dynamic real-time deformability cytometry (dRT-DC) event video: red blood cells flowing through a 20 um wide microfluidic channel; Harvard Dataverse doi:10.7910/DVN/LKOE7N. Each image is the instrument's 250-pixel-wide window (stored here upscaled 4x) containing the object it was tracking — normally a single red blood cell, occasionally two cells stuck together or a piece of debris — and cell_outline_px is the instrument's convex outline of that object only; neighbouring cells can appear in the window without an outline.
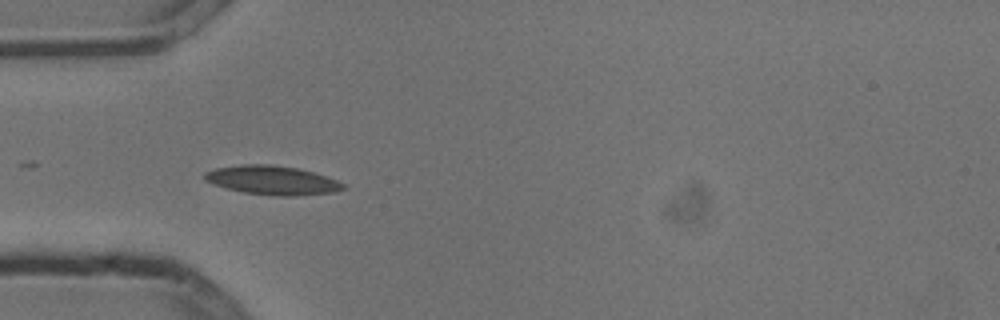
{"species": "common noctule bat (a hibernating species)", "species_latin": "Nyctalus noctula", "temperature_condition": "cold", "stored_images_in_passage": 16, "camera_frame_rate_fps": 3000, "um_per_image_px": 0.085, "animal": {"sex": "male", "body_mass_g": 13.3}, "frame": {"image": 1, "passage_image": 1, "time_ms": 0.0, "image_size_px": [1000, 320], "cell_outline_px": [[344, 188], [336, 192], [296, 196], [276, 196], [244, 192], [212, 184], [204, 180], [204, 172], [216, 168], [244, 164], [268, 164], [296, 168], [312, 172], [336, 180], [344, 184]], "centroid_in_image_um": [23.12, 15.32], "position_along_channel_um": 61.9, "area_um2": 23.18}}
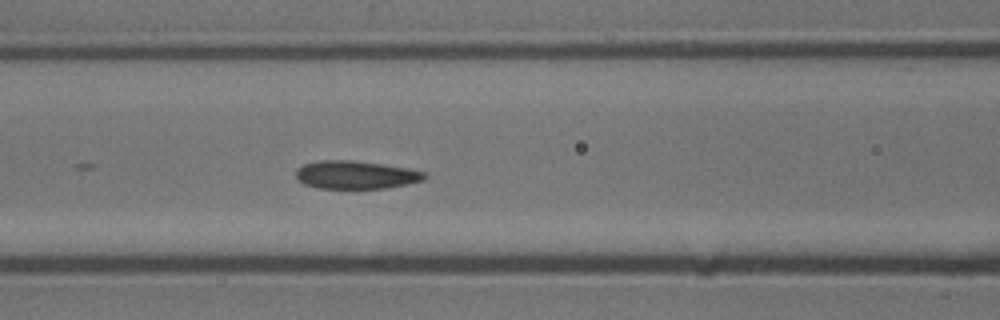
{"frame": {"image": 2, "passage_image": 7, "time_ms": 2.0, "image_size_px": [1000, 320], "cell_outline_px": [[428, 176], [424, 180], [388, 188], [316, 188], [304, 184], [296, 180], [296, 168], [304, 164], [320, 160], [352, 160], [408, 168], [428, 172]], "centroid_in_image_um": [30.24, 14.86], "position_along_channel_um": 136.4, "area_um2": 21.21}}
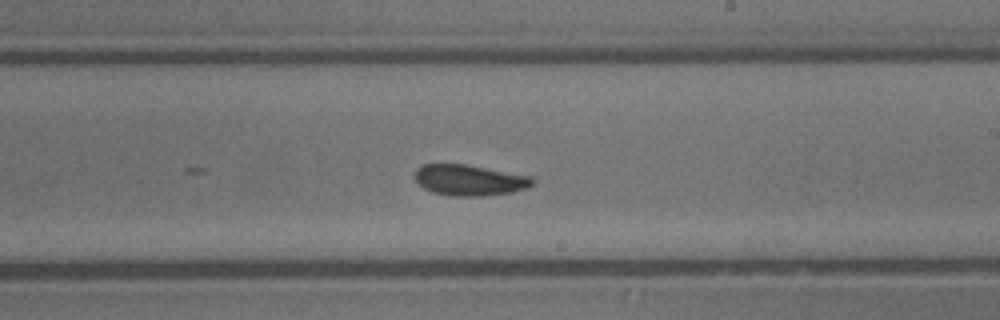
{"frame": {"image": 3, "passage_image": 16, "time_ms": 5.0, "image_size_px": [1000, 320], "cell_outline_px": [[532, 184], [528, 188], [512, 192], [480, 196], [452, 196], [432, 192], [424, 188], [416, 180], [416, 168], [424, 164], [464, 164], [532, 176]], "centroid_in_image_um": [39.9, 15.31], "position_along_channel_um": 249.1, "area_um2": 20.98}}